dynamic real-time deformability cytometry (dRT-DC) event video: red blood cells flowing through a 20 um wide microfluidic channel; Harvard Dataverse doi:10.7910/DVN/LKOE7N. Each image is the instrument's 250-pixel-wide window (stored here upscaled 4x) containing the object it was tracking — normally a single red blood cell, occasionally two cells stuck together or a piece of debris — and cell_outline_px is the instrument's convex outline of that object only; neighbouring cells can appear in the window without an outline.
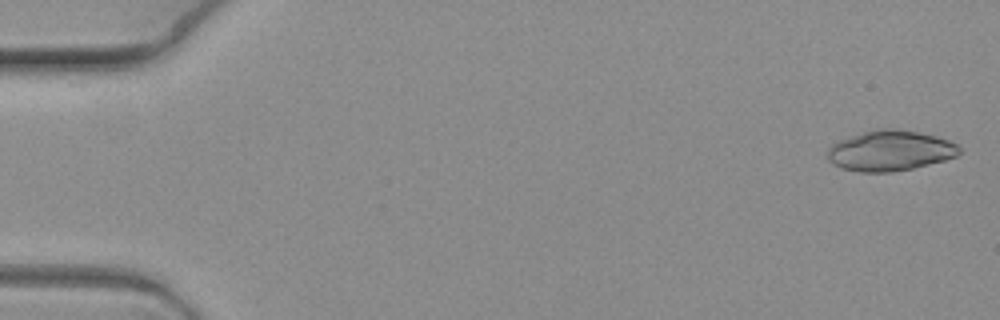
{"species": "common noctule bat (a hibernating species)", "species_latin": "Nyctalus noctula", "temperature_condition": "warm", "stored_images_in_passage": 5, "camera_frame_rate_fps": 3000, "um_per_image_px": 0.085, "animal": {"sex": "female", "body_mass_g": 19.3, "forearm_length_mm": 54.1}, "frame": {"image": 1, "passage_image": 1, "time_ms": 0.0, "image_size_px": [1000, 320], "cell_outline_px": [[960, 152], [956, 156], [944, 160], [912, 168], [892, 172], [860, 172], [840, 168], [832, 164], [828, 160], [828, 148], [832, 144], [840, 140], [876, 128], [892, 128], [916, 132], [936, 136], [948, 140], [956, 144], [960, 148]], "centroid_in_image_um": [75.63, 12.81], "position_along_channel_um": 9.4, "area_um2": 30.87}}